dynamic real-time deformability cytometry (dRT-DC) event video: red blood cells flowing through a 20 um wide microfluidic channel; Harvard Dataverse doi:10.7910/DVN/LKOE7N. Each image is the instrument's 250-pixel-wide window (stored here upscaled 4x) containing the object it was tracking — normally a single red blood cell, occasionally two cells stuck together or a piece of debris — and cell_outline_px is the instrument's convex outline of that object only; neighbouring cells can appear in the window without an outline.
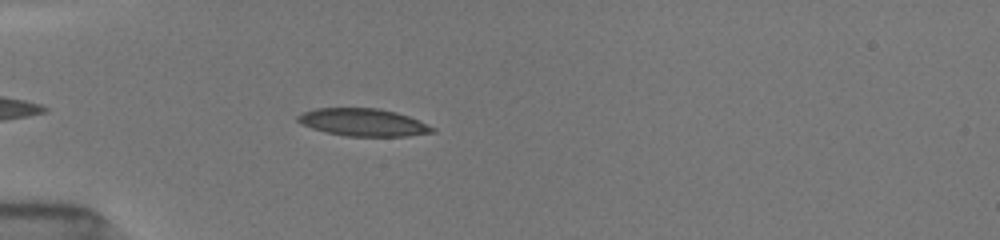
{"species": "common noctule bat (a hibernating species)", "species_latin": "Nyctalus noctula", "temperature_condition": "room temperature", "stored_images_in_passage": 14, "camera_frame_rate_fps": 3000, "um_per_image_px": 0.085, "animal": {"sex": "female", "body_mass_g": 19.5, "forearm_length_mm": 54.1}, "frame": {"image": 1, "passage_image": 11, "time_ms": 1.667, "image_size_px": [1000, 240], "cell_outline_px": [[436, 132], [408, 136], [344, 136], [324, 132], [300, 124], [296, 120], [296, 116], [304, 112], [316, 108], [380, 108], [396, 112], [408, 116], [436, 128]], "centroid_in_image_um": [30.86, 10.4], "position_along_channel_um": 54.1, "area_um2": 21.73}}